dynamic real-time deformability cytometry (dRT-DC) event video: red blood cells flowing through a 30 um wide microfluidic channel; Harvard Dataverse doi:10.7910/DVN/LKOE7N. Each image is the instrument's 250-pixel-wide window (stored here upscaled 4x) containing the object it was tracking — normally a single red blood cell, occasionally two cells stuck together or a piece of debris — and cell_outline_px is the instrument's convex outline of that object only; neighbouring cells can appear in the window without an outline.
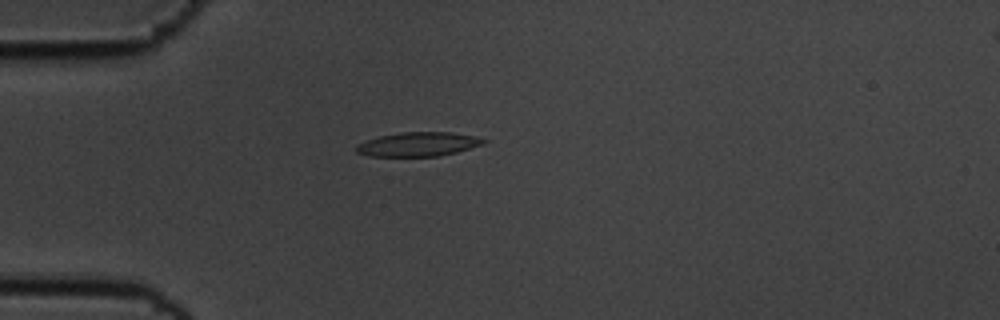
{"species": "common noctule bat (a hibernating species)", "species_latin": "Nyctalus noctula", "temperature_condition": "cold", "stored_images_in_passage": 44, "camera_frame_rate_fps": 3000, "um_per_image_px": 0.085, "animal": {"sex": "male", "body_mass_g": 19.5, "forearm_length_mm": 54.6}, "frame": {"image": 1, "passage_image": 3, "time_ms": 0.667, "image_size_px": [1000, 320], "cell_outline_px": [[488, 140], [484, 144], [456, 152], [440, 156], [368, 156], [356, 152], [356, 144], [380, 136], [400, 132], [452, 132], [476, 136]], "centroid_in_image_um": [35.57, 12.26], "position_along_channel_um": 49.4, "area_um2": 17.92}}
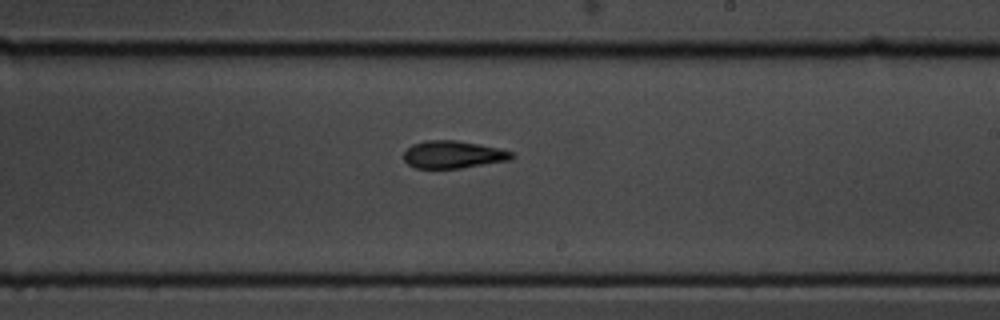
{"frame": {"image": 2, "passage_image": 21, "time_ms": 6.667, "image_size_px": [1000, 320], "cell_outline_px": [[516, 156], [512, 160], [460, 168], [416, 168], [408, 164], [404, 160], [404, 152], [412, 144], [424, 140], [456, 140], [480, 144], [500, 148], [512, 152]], "centroid_in_image_um": [38.55, 13.13], "position_along_channel_um": 250.5, "area_um2": 17.46}}
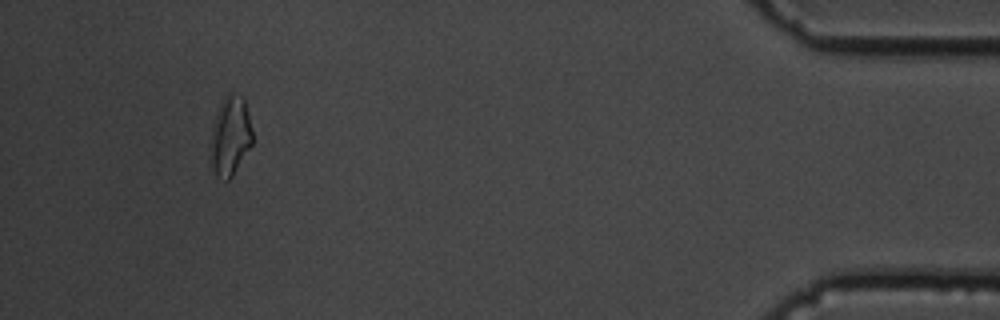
{"frame": {"image": 3, "passage_image": 40, "time_ms": 13.0, "image_size_px": [1000, 320], "cell_outline_px": [[252, 144], [232, 176], [228, 180], [224, 180], [216, 176], [208, 164], [212, 124], [216, 112], [224, 96], [228, 92], [232, 92], [244, 96], [252, 132]], "centroid_in_image_um": [19.52, 11.56], "position_along_channel_um": 415.7, "area_um2": 19.88}, "authors_computed_cell_mechanics": {"area_um2": 17.5134, "velocity_mm_per_s": 3.5967, "shape_relaxation_time_tau1_ms": 3.4847, "shape_relaxation_time_tau2_ms": 4.5151, "deformation_change_tau1": 0.1691, "deformation_change_tau2": 0.1366}}